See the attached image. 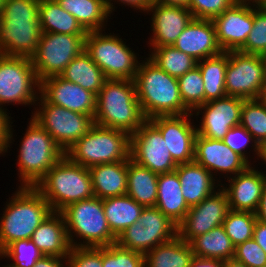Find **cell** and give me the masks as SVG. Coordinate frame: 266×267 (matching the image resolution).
<instances>
[{"mask_svg": "<svg viewBox=\"0 0 266 267\" xmlns=\"http://www.w3.org/2000/svg\"><path fill=\"white\" fill-rule=\"evenodd\" d=\"M40 0H5L0 15V54L31 58L42 31Z\"/></svg>", "mask_w": 266, "mask_h": 267, "instance_id": "cell-1", "label": "cell"}, {"mask_svg": "<svg viewBox=\"0 0 266 267\" xmlns=\"http://www.w3.org/2000/svg\"><path fill=\"white\" fill-rule=\"evenodd\" d=\"M133 81L146 120L156 116L191 113L182 102L177 78L160 69L149 58L139 63Z\"/></svg>", "mask_w": 266, "mask_h": 267, "instance_id": "cell-2", "label": "cell"}, {"mask_svg": "<svg viewBox=\"0 0 266 267\" xmlns=\"http://www.w3.org/2000/svg\"><path fill=\"white\" fill-rule=\"evenodd\" d=\"M145 121L134 81L107 79L97 95L94 123L131 135Z\"/></svg>", "mask_w": 266, "mask_h": 267, "instance_id": "cell-3", "label": "cell"}, {"mask_svg": "<svg viewBox=\"0 0 266 267\" xmlns=\"http://www.w3.org/2000/svg\"><path fill=\"white\" fill-rule=\"evenodd\" d=\"M0 218V253L12 242L31 239L33 232L53 211L34 187H18Z\"/></svg>", "mask_w": 266, "mask_h": 267, "instance_id": "cell-4", "label": "cell"}, {"mask_svg": "<svg viewBox=\"0 0 266 267\" xmlns=\"http://www.w3.org/2000/svg\"><path fill=\"white\" fill-rule=\"evenodd\" d=\"M34 188L55 212H61L72 203L94 197L89 169L72 162L66 155Z\"/></svg>", "mask_w": 266, "mask_h": 267, "instance_id": "cell-5", "label": "cell"}, {"mask_svg": "<svg viewBox=\"0 0 266 267\" xmlns=\"http://www.w3.org/2000/svg\"><path fill=\"white\" fill-rule=\"evenodd\" d=\"M131 135L125 131L94 124L65 155L86 168L130 159Z\"/></svg>", "mask_w": 266, "mask_h": 267, "instance_id": "cell-6", "label": "cell"}, {"mask_svg": "<svg viewBox=\"0 0 266 267\" xmlns=\"http://www.w3.org/2000/svg\"><path fill=\"white\" fill-rule=\"evenodd\" d=\"M18 175L20 187H35L45 174L65 155L55 140L30 118L19 145Z\"/></svg>", "mask_w": 266, "mask_h": 267, "instance_id": "cell-7", "label": "cell"}, {"mask_svg": "<svg viewBox=\"0 0 266 267\" xmlns=\"http://www.w3.org/2000/svg\"><path fill=\"white\" fill-rule=\"evenodd\" d=\"M61 213L71 247L98 248L116 243L117 237L111 232L105 217L103 199L94 196L81 200L70 204ZM75 236L83 242L77 243Z\"/></svg>", "mask_w": 266, "mask_h": 267, "instance_id": "cell-8", "label": "cell"}, {"mask_svg": "<svg viewBox=\"0 0 266 267\" xmlns=\"http://www.w3.org/2000/svg\"><path fill=\"white\" fill-rule=\"evenodd\" d=\"M118 35L102 30L87 32L84 50L103 71L106 79L134 80L139 66L137 53ZM133 51V52H132Z\"/></svg>", "mask_w": 266, "mask_h": 267, "instance_id": "cell-9", "label": "cell"}, {"mask_svg": "<svg viewBox=\"0 0 266 267\" xmlns=\"http://www.w3.org/2000/svg\"><path fill=\"white\" fill-rule=\"evenodd\" d=\"M40 82L31 59L0 54V108L11 103L36 105Z\"/></svg>", "mask_w": 266, "mask_h": 267, "instance_id": "cell-10", "label": "cell"}, {"mask_svg": "<svg viewBox=\"0 0 266 267\" xmlns=\"http://www.w3.org/2000/svg\"><path fill=\"white\" fill-rule=\"evenodd\" d=\"M37 101L39 108L32 112V119L48 132L64 152L95 124L92 116L50 104L40 94Z\"/></svg>", "mask_w": 266, "mask_h": 267, "instance_id": "cell-11", "label": "cell"}, {"mask_svg": "<svg viewBox=\"0 0 266 267\" xmlns=\"http://www.w3.org/2000/svg\"><path fill=\"white\" fill-rule=\"evenodd\" d=\"M85 37L86 35L42 33L36 52L30 58L39 82L59 76L71 60L84 50Z\"/></svg>", "mask_w": 266, "mask_h": 267, "instance_id": "cell-12", "label": "cell"}, {"mask_svg": "<svg viewBox=\"0 0 266 267\" xmlns=\"http://www.w3.org/2000/svg\"><path fill=\"white\" fill-rule=\"evenodd\" d=\"M227 96L258 99L264 88V63L261 55L228 52L225 75Z\"/></svg>", "mask_w": 266, "mask_h": 267, "instance_id": "cell-13", "label": "cell"}, {"mask_svg": "<svg viewBox=\"0 0 266 267\" xmlns=\"http://www.w3.org/2000/svg\"><path fill=\"white\" fill-rule=\"evenodd\" d=\"M130 159L157 174L175 171L178 165L172 159L162 134L149 120L131 134Z\"/></svg>", "mask_w": 266, "mask_h": 267, "instance_id": "cell-14", "label": "cell"}, {"mask_svg": "<svg viewBox=\"0 0 266 267\" xmlns=\"http://www.w3.org/2000/svg\"><path fill=\"white\" fill-rule=\"evenodd\" d=\"M229 210L227 194L220 186L212 195L190 207L177 226L178 236L189 243L193 238L223 225Z\"/></svg>", "mask_w": 266, "mask_h": 267, "instance_id": "cell-15", "label": "cell"}, {"mask_svg": "<svg viewBox=\"0 0 266 267\" xmlns=\"http://www.w3.org/2000/svg\"><path fill=\"white\" fill-rule=\"evenodd\" d=\"M193 115V113H187L184 115L156 116L149 119L162 134L166 147L177 164L194 161L197 129L191 122Z\"/></svg>", "mask_w": 266, "mask_h": 267, "instance_id": "cell-16", "label": "cell"}, {"mask_svg": "<svg viewBox=\"0 0 266 267\" xmlns=\"http://www.w3.org/2000/svg\"><path fill=\"white\" fill-rule=\"evenodd\" d=\"M244 100L240 97L225 96L199 106L193 113L195 116L203 113L200 125L196 127L197 134L222 140L232 127L240 125Z\"/></svg>", "mask_w": 266, "mask_h": 267, "instance_id": "cell-17", "label": "cell"}, {"mask_svg": "<svg viewBox=\"0 0 266 267\" xmlns=\"http://www.w3.org/2000/svg\"><path fill=\"white\" fill-rule=\"evenodd\" d=\"M217 42L223 52L239 51L253 26V5L235 2L230 8L212 19Z\"/></svg>", "mask_w": 266, "mask_h": 267, "instance_id": "cell-18", "label": "cell"}, {"mask_svg": "<svg viewBox=\"0 0 266 267\" xmlns=\"http://www.w3.org/2000/svg\"><path fill=\"white\" fill-rule=\"evenodd\" d=\"M40 95L50 104L94 118L97 96L60 76L46 78L40 82Z\"/></svg>", "mask_w": 266, "mask_h": 267, "instance_id": "cell-19", "label": "cell"}, {"mask_svg": "<svg viewBox=\"0 0 266 267\" xmlns=\"http://www.w3.org/2000/svg\"><path fill=\"white\" fill-rule=\"evenodd\" d=\"M146 12H152L151 30L153 36L150 37L148 43L151 48L173 45L193 19L191 11L187 7L181 6L152 2Z\"/></svg>", "mask_w": 266, "mask_h": 267, "instance_id": "cell-20", "label": "cell"}, {"mask_svg": "<svg viewBox=\"0 0 266 267\" xmlns=\"http://www.w3.org/2000/svg\"><path fill=\"white\" fill-rule=\"evenodd\" d=\"M194 161L211 172L213 176L217 172L218 174L222 172V175L225 173V176L230 174L228 177H231V174L235 176L249 166L222 140L205 138L199 134L195 138Z\"/></svg>", "mask_w": 266, "mask_h": 267, "instance_id": "cell-21", "label": "cell"}, {"mask_svg": "<svg viewBox=\"0 0 266 267\" xmlns=\"http://www.w3.org/2000/svg\"><path fill=\"white\" fill-rule=\"evenodd\" d=\"M227 181L229 185L221 184V188L227 194L229 208L256 213L266 183V174L249 165L237 175L227 177Z\"/></svg>", "mask_w": 266, "mask_h": 267, "instance_id": "cell-22", "label": "cell"}, {"mask_svg": "<svg viewBox=\"0 0 266 267\" xmlns=\"http://www.w3.org/2000/svg\"><path fill=\"white\" fill-rule=\"evenodd\" d=\"M173 46L197 61L223 52L217 42L214 23L210 19L193 18Z\"/></svg>", "mask_w": 266, "mask_h": 267, "instance_id": "cell-23", "label": "cell"}, {"mask_svg": "<svg viewBox=\"0 0 266 267\" xmlns=\"http://www.w3.org/2000/svg\"><path fill=\"white\" fill-rule=\"evenodd\" d=\"M31 240L45 256L68 258L71 245L61 212L48 215L33 232Z\"/></svg>", "mask_w": 266, "mask_h": 267, "instance_id": "cell-24", "label": "cell"}, {"mask_svg": "<svg viewBox=\"0 0 266 267\" xmlns=\"http://www.w3.org/2000/svg\"><path fill=\"white\" fill-rule=\"evenodd\" d=\"M175 171L182 185V195L189 207L199 204L221 186L215 182L217 177H213L211 172L195 161L178 164Z\"/></svg>", "mask_w": 266, "mask_h": 267, "instance_id": "cell-25", "label": "cell"}, {"mask_svg": "<svg viewBox=\"0 0 266 267\" xmlns=\"http://www.w3.org/2000/svg\"><path fill=\"white\" fill-rule=\"evenodd\" d=\"M181 187L176 171L158 175L155 207L177 226L184 220L190 209L182 195Z\"/></svg>", "mask_w": 266, "mask_h": 267, "instance_id": "cell-26", "label": "cell"}, {"mask_svg": "<svg viewBox=\"0 0 266 267\" xmlns=\"http://www.w3.org/2000/svg\"><path fill=\"white\" fill-rule=\"evenodd\" d=\"M57 3L73 15L86 32L103 29L108 17L115 10L113 0H56ZM106 22V23H105Z\"/></svg>", "mask_w": 266, "mask_h": 267, "instance_id": "cell-27", "label": "cell"}, {"mask_svg": "<svg viewBox=\"0 0 266 267\" xmlns=\"http://www.w3.org/2000/svg\"><path fill=\"white\" fill-rule=\"evenodd\" d=\"M94 196L100 199L127 194V160L89 168Z\"/></svg>", "mask_w": 266, "mask_h": 267, "instance_id": "cell-28", "label": "cell"}, {"mask_svg": "<svg viewBox=\"0 0 266 267\" xmlns=\"http://www.w3.org/2000/svg\"><path fill=\"white\" fill-rule=\"evenodd\" d=\"M158 175L128 159L127 195L143 207H154L157 201Z\"/></svg>", "mask_w": 266, "mask_h": 267, "instance_id": "cell-29", "label": "cell"}, {"mask_svg": "<svg viewBox=\"0 0 266 267\" xmlns=\"http://www.w3.org/2000/svg\"><path fill=\"white\" fill-rule=\"evenodd\" d=\"M38 16L42 33L87 34L77 19L56 0H40Z\"/></svg>", "mask_w": 266, "mask_h": 267, "instance_id": "cell-30", "label": "cell"}, {"mask_svg": "<svg viewBox=\"0 0 266 267\" xmlns=\"http://www.w3.org/2000/svg\"><path fill=\"white\" fill-rule=\"evenodd\" d=\"M194 252L178 235L144 255V267H190Z\"/></svg>", "mask_w": 266, "mask_h": 267, "instance_id": "cell-31", "label": "cell"}, {"mask_svg": "<svg viewBox=\"0 0 266 267\" xmlns=\"http://www.w3.org/2000/svg\"><path fill=\"white\" fill-rule=\"evenodd\" d=\"M59 76L80 85L96 96L107 80L103 71L93 62L85 50L71 60Z\"/></svg>", "mask_w": 266, "mask_h": 267, "instance_id": "cell-32", "label": "cell"}, {"mask_svg": "<svg viewBox=\"0 0 266 267\" xmlns=\"http://www.w3.org/2000/svg\"><path fill=\"white\" fill-rule=\"evenodd\" d=\"M103 208L111 232L118 237L126 228L139 221L144 207L126 194L104 198Z\"/></svg>", "mask_w": 266, "mask_h": 267, "instance_id": "cell-33", "label": "cell"}, {"mask_svg": "<svg viewBox=\"0 0 266 267\" xmlns=\"http://www.w3.org/2000/svg\"><path fill=\"white\" fill-rule=\"evenodd\" d=\"M189 244L198 258L226 261L234 257L235 246L223 225L193 238Z\"/></svg>", "mask_w": 266, "mask_h": 267, "instance_id": "cell-34", "label": "cell"}, {"mask_svg": "<svg viewBox=\"0 0 266 267\" xmlns=\"http://www.w3.org/2000/svg\"><path fill=\"white\" fill-rule=\"evenodd\" d=\"M227 63L228 52L197 62L204 84L205 103L227 96L225 88Z\"/></svg>", "mask_w": 266, "mask_h": 267, "instance_id": "cell-35", "label": "cell"}, {"mask_svg": "<svg viewBox=\"0 0 266 267\" xmlns=\"http://www.w3.org/2000/svg\"><path fill=\"white\" fill-rule=\"evenodd\" d=\"M139 221L148 233L149 251L178 235V227L157 207H144Z\"/></svg>", "mask_w": 266, "mask_h": 267, "instance_id": "cell-36", "label": "cell"}, {"mask_svg": "<svg viewBox=\"0 0 266 267\" xmlns=\"http://www.w3.org/2000/svg\"><path fill=\"white\" fill-rule=\"evenodd\" d=\"M153 50V51H152ZM149 59L170 76L180 77L197 66L192 56L177 50L173 45L151 48Z\"/></svg>", "mask_w": 266, "mask_h": 267, "instance_id": "cell-37", "label": "cell"}, {"mask_svg": "<svg viewBox=\"0 0 266 267\" xmlns=\"http://www.w3.org/2000/svg\"><path fill=\"white\" fill-rule=\"evenodd\" d=\"M240 125L253 136L259 146L266 142V107L259 99L244 100Z\"/></svg>", "mask_w": 266, "mask_h": 267, "instance_id": "cell-38", "label": "cell"}, {"mask_svg": "<svg viewBox=\"0 0 266 267\" xmlns=\"http://www.w3.org/2000/svg\"><path fill=\"white\" fill-rule=\"evenodd\" d=\"M256 221V213L231 209L228 211L223 226L235 247L253 238Z\"/></svg>", "mask_w": 266, "mask_h": 267, "instance_id": "cell-39", "label": "cell"}, {"mask_svg": "<svg viewBox=\"0 0 266 267\" xmlns=\"http://www.w3.org/2000/svg\"><path fill=\"white\" fill-rule=\"evenodd\" d=\"M177 80L182 102L191 113L205 104L203 79L197 66L178 77Z\"/></svg>", "mask_w": 266, "mask_h": 267, "instance_id": "cell-40", "label": "cell"}, {"mask_svg": "<svg viewBox=\"0 0 266 267\" xmlns=\"http://www.w3.org/2000/svg\"><path fill=\"white\" fill-rule=\"evenodd\" d=\"M43 256L31 239L16 240L0 253V258L7 257L14 261L10 263L13 267H33Z\"/></svg>", "mask_w": 266, "mask_h": 267, "instance_id": "cell-41", "label": "cell"}, {"mask_svg": "<svg viewBox=\"0 0 266 267\" xmlns=\"http://www.w3.org/2000/svg\"><path fill=\"white\" fill-rule=\"evenodd\" d=\"M239 52L262 55L266 53V6L253 5V26Z\"/></svg>", "mask_w": 266, "mask_h": 267, "instance_id": "cell-42", "label": "cell"}, {"mask_svg": "<svg viewBox=\"0 0 266 267\" xmlns=\"http://www.w3.org/2000/svg\"><path fill=\"white\" fill-rule=\"evenodd\" d=\"M102 267H144V254L110 244L102 247Z\"/></svg>", "mask_w": 266, "mask_h": 267, "instance_id": "cell-43", "label": "cell"}, {"mask_svg": "<svg viewBox=\"0 0 266 267\" xmlns=\"http://www.w3.org/2000/svg\"><path fill=\"white\" fill-rule=\"evenodd\" d=\"M224 144H226L232 151L241 156L249 165H252L249 162L248 155L245 151L246 147H249V143L253 146L255 154L259 157L260 155V146L257 144L255 139L249 132L241 125L232 127L228 133L222 139ZM252 141V142H251ZM254 145H253V144ZM244 150V151H243ZM246 152V153H245Z\"/></svg>", "mask_w": 266, "mask_h": 267, "instance_id": "cell-44", "label": "cell"}, {"mask_svg": "<svg viewBox=\"0 0 266 267\" xmlns=\"http://www.w3.org/2000/svg\"><path fill=\"white\" fill-rule=\"evenodd\" d=\"M116 243L123 248L144 255L149 252L148 233L140 221L135 222L121 232L117 237Z\"/></svg>", "mask_w": 266, "mask_h": 267, "instance_id": "cell-45", "label": "cell"}, {"mask_svg": "<svg viewBox=\"0 0 266 267\" xmlns=\"http://www.w3.org/2000/svg\"><path fill=\"white\" fill-rule=\"evenodd\" d=\"M238 0H189L188 9L195 19H210L223 13Z\"/></svg>", "mask_w": 266, "mask_h": 267, "instance_id": "cell-46", "label": "cell"}, {"mask_svg": "<svg viewBox=\"0 0 266 267\" xmlns=\"http://www.w3.org/2000/svg\"><path fill=\"white\" fill-rule=\"evenodd\" d=\"M235 260L247 267H262L266 265V252L251 238L235 247Z\"/></svg>", "mask_w": 266, "mask_h": 267, "instance_id": "cell-47", "label": "cell"}, {"mask_svg": "<svg viewBox=\"0 0 266 267\" xmlns=\"http://www.w3.org/2000/svg\"><path fill=\"white\" fill-rule=\"evenodd\" d=\"M68 267H102V247H71Z\"/></svg>", "mask_w": 266, "mask_h": 267, "instance_id": "cell-48", "label": "cell"}, {"mask_svg": "<svg viewBox=\"0 0 266 267\" xmlns=\"http://www.w3.org/2000/svg\"><path fill=\"white\" fill-rule=\"evenodd\" d=\"M10 116L5 109L0 108V154L7 153L8 147L14 141ZM13 140V141H12Z\"/></svg>", "mask_w": 266, "mask_h": 267, "instance_id": "cell-49", "label": "cell"}, {"mask_svg": "<svg viewBox=\"0 0 266 267\" xmlns=\"http://www.w3.org/2000/svg\"><path fill=\"white\" fill-rule=\"evenodd\" d=\"M65 261V262H64ZM65 263V265H63ZM68 267L67 258H61L57 256H43L36 261L33 267Z\"/></svg>", "mask_w": 266, "mask_h": 267, "instance_id": "cell-50", "label": "cell"}, {"mask_svg": "<svg viewBox=\"0 0 266 267\" xmlns=\"http://www.w3.org/2000/svg\"><path fill=\"white\" fill-rule=\"evenodd\" d=\"M253 239L266 252V224L256 221L253 229Z\"/></svg>", "mask_w": 266, "mask_h": 267, "instance_id": "cell-51", "label": "cell"}, {"mask_svg": "<svg viewBox=\"0 0 266 267\" xmlns=\"http://www.w3.org/2000/svg\"><path fill=\"white\" fill-rule=\"evenodd\" d=\"M190 267H223V261L194 257L191 261Z\"/></svg>", "mask_w": 266, "mask_h": 267, "instance_id": "cell-52", "label": "cell"}, {"mask_svg": "<svg viewBox=\"0 0 266 267\" xmlns=\"http://www.w3.org/2000/svg\"><path fill=\"white\" fill-rule=\"evenodd\" d=\"M256 218L263 224H266V183L262 190V195L256 212Z\"/></svg>", "mask_w": 266, "mask_h": 267, "instance_id": "cell-53", "label": "cell"}, {"mask_svg": "<svg viewBox=\"0 0 266 267\" xmlns=\"http://www.w3.org/2000/svg\"><path fill=\"white\" fill-rule=\"evenodd\" d=\"M115 2H120L123 5L127 4V6L130 5L131 8H134L135 10H141L146 13L148 7L150 6V2L148 0H114Z\"/></svg>", "mask_w": 266, "mask_h": 267, "instance_id": "cell-54", "label": "cell"}, {"mask_svg": "<svg viewBox=\"0 0 266 267\" xmlns=\"http://www.w3.org/2000/svg\"><path fill=\"white\" fill-rule=\"evenodd\" d=\"M153 3H159L162 5H169V6L188 7L189 0H154Z\"/></svg>", "mask_w": 266, "mask_h": 267, "instance_id": "cell-55", "label": "cell"}, {"mask_svg": "<svg viewBox=\"0 0 266 267\" xmlns=\"http://www.w3.org/2000/svg\"><path fill=\"white\" fill-rule=\"evenodd\" d=\"M223 267H247L244 263L235 260L234 258L223 261Z\"/></svg>", "mask_w": 266, "mask_h": 267, "instance_id": "cell-56", "label": "cell"}, {"mask_svg": "<svg viewBox=\"0 0 266 267\" xmlns=\"http://www.w3.org/2000/svg\"><path fill=\"white\" fill-rule=\"evenodd\" d=\"M254 6H266V0H238Z\"/></svg>", "mask_w": 266, "mask_h": 267, "instance_id": "cell-57", "label": "cell"}, {"mask_svg": "<svg viewBox=\"0 0 266 267\" xmlns=\"http://www.w3.org/2000/svg\"><path fill=\"white\" fill-rule=\"evenodd\" d=\"M259 159H263L261 161H264V164L266 163V142L260 146Z\"/></svg>", "mask_w": 266, "mask_h": 267, "instance_id": "cell-58", "label": "cell"}, {"mask_svg": "<svg viewBox=\"0 0 266 267\" xmlns=\"http://www.w3.org/2000/svg\"><path fill=\"white\" fill-rule=\"evenodd\" d=\"M258 99L266 107V86L261 90Z\"/></svg>", "mask_w": 266, "mask_h": 267, "instance_id": "cell-59", "label": "cell"}, {"mask_svg": "<svg viewBox=\"0 0 266 267\" xmlns=\"http://www.w3.org/2000/svg\"><path fill=\"white\" fill-rule=\"evenodd\" d=\"M261 57L264 63V86H266V53H263Z\"/></svg>", "mask_w": 266, "mask_h": 267, "instance_id": "cell-60", "label": "cell"}, {"mask_svg": "<svg viewBox=\"0 0 266 267\" xmlns=\"http://www.w3.org/2000/svg\"><path fill=\"white\" fill-rule=\"evenodd\" d=\"M4 3H5V0H0V15L3 10Z\"/></svg>", "mask_w": 266, "mask_h": 267, "instance_id": "cell-61", "label": "cell"}, {"mask_svg": "<svg viewBox=\"0 0 266 267\" xmlns=\"http://www.w3.org/2000/svg\"><path fill=\"white\" fill-rule=\"evenodd\" d=\"M2 267H13L12 265H10V264H7V266L5 265H3Z\"/></svg>", "mask_w": 266, "mask_h": 267, "instance_id": "cell-62", "label": "cell"}]
</instances>
